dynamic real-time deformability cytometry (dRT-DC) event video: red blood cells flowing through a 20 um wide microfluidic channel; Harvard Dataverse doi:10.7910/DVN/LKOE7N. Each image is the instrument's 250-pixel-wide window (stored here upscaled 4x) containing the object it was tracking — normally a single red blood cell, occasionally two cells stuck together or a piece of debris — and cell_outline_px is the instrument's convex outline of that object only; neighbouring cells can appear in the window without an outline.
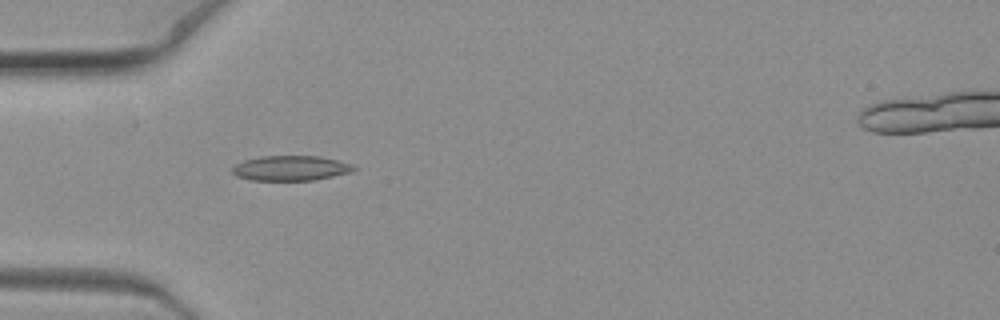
{"species": "common noctule bat (a hibernating species)", "species_latin": "Nyctalus noctula", "temperature_condition": "warm", "stored_images_in_passage": 11, "camera_frame_rate_fps": 3000, "um_per_image_px": 0.085, "animal": {"sex": "female", "body_mass_g": 19.3, "forearm_length_mm": 54.1}, "frame": {"image": 1, "passage_image": 5, "time_ms": 1.333, "image_size_px": [1000, 320], "cell_outline_px": [[356, 168], [352, 172], [312, 180], [252, 180], [236, 176], [232, 172], [232, 168], [236, 164], [244, 160], [260, 156], [320, 156], [352, 164]], "centroid_in_image_um": [24.7, 14.29], "position_along_channel_um": 60.3, "area_um2": 17.57}}
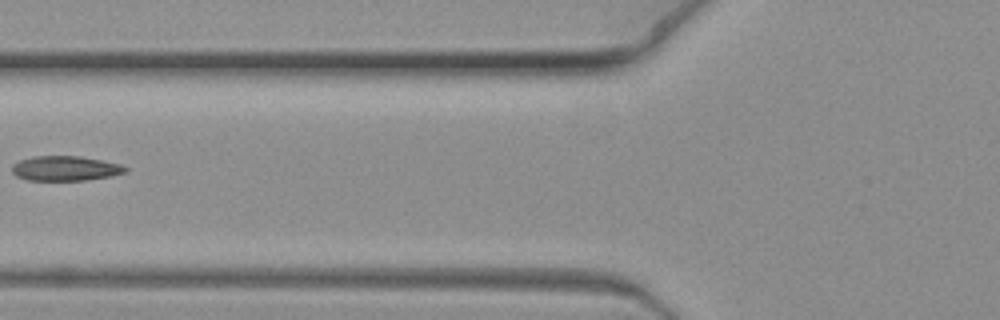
{"frame": {"image": 2, "passage_image": 7, "time_ms": 2.0, "image_size_px": [1000, 320], "cell_outline_px": [[128, 168], [124, 172], [112, 176], [84, 180], [28, 180], [16, 176], [12, 172], [12, 164], [20, 160], [32, 156], [80, 156], [120, 164]], "centroid_in_image_um": [5.52, 14.31], "position_along_channel_um": 120.3, "area_um2": 16.3}}
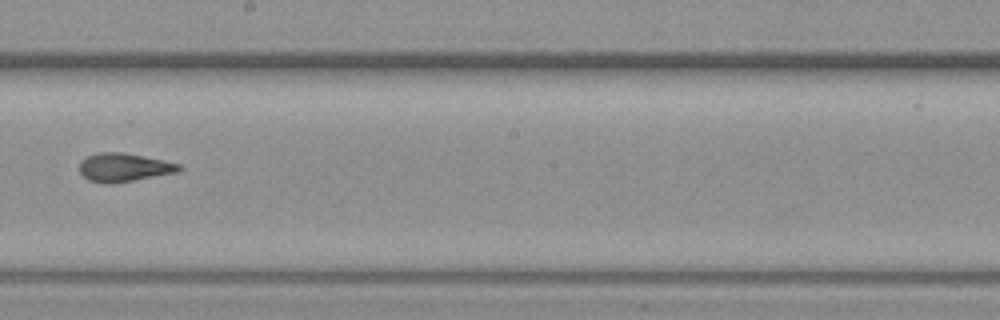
{"frame": {"image": 3, "passage_image": 10, "time_ms": 3.0, "image_size_px": [1000, 320], "cell_outline_px": [[184, 168], [180, 172], [112, 184], [104, 184], [88, 180], [80, 172], [80, 160], [96, 152], [124, 152], [164, 160], [180, 164]], "centroid_in_image_um": [10.56, 14.23], "position_along_channel_um": 237.6, "area_um2": 16.82}}